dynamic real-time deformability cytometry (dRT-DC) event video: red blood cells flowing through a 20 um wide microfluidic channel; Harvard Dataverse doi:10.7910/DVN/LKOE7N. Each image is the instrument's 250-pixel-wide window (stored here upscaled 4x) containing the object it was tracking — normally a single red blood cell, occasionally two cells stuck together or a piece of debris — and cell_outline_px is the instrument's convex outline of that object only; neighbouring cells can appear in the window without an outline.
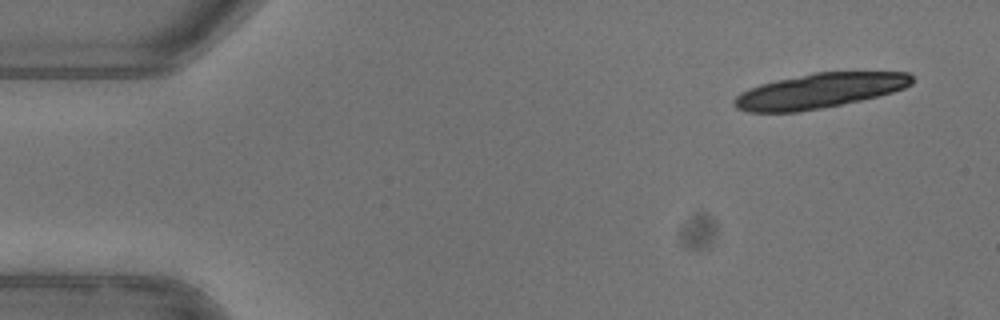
{"species": "common noctule bat (a hibernating species)", "species_latin": "Nyctalus noctula", "temperature_condition": "warm", "stored_images_in_passage": 9, "camera_frame_rate_fps": 3000, "um_per_image_px": 0.085, "animal": {"sex": "female"}, "frame": {"image": 1, "passage_image": 1, "time_ms": 0.0, "image_size_px": [1000, 320], "cell_outline_px": [[912, 84], [904, 88], [892, 92], [860, 100], [820, 108], [796, 112], [748, 112], [736, 108], [732, 104], [732, 100], [740, 92], [748, 88], [760, 84], [776, 80], [816, 72], [908, 72], [912, 76]], "centroid_in_image_um": [69.59, 7.72], "position_along_channel_um": 15.4, "area_um2": 35.89}}